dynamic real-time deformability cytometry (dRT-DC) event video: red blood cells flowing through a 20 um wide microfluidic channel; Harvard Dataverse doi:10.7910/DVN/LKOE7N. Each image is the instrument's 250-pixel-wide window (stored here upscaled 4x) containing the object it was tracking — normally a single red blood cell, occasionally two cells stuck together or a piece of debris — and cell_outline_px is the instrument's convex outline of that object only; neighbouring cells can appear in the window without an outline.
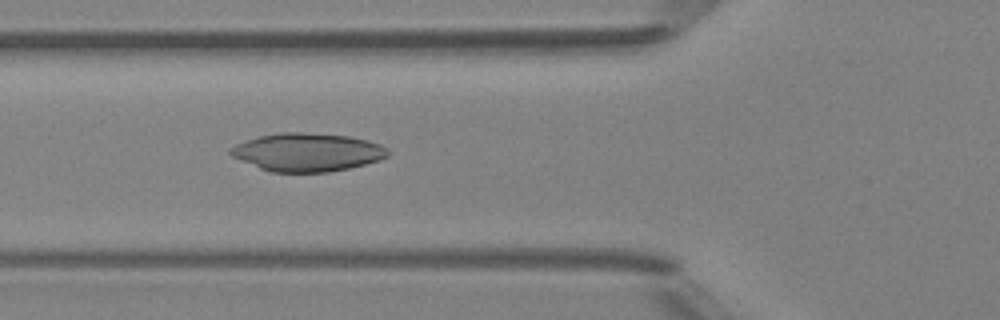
{"species": "Egyptian fruit bat (a non-hibernating species)", "species_latin": "Rousettus aegyptiacus", "temperature_condition": "room temperature", "stored_images_in_passage": 38, "camera_frame_rate_fps": 3000, "um_per_image_px": 0.085, "animal": {"sex": "female"}, "frame": {"image": 1, "passage_image": 10, "time_ms": 3.0, "image_size_px": [1000, 320], "cell_outline_px": [[388, 156], [380, 160], [348, 168], [328, 172], [272, 172], [260, 168], [232, 156], [228, 152], [228, 148], [236, 144], [260, 136], [280, 132], [304, 132], [348, 136], [368, 140], [380, 144], [388, 148]], "centroid_in_image_um": [26.13, 12.93], "position_along_channel_um": 99.7, "area_um2": 34.91}}
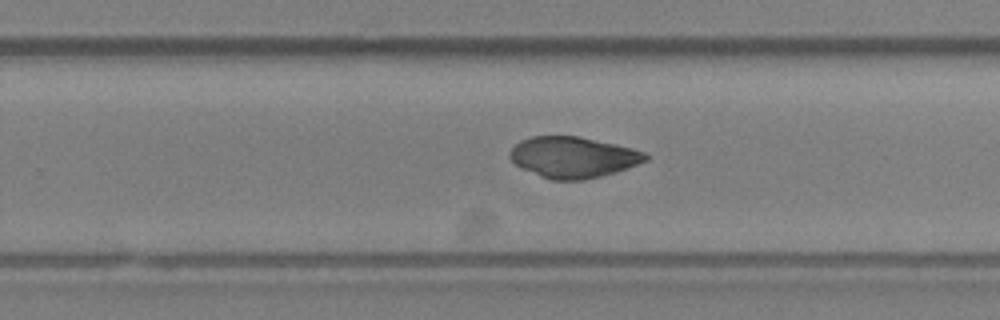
{"frame": {"image": 2, "passage_image": 23, "time_ms": 7.333, "image_size_px": [1000, 320], "cell_outline_px": [[648, 160], [616, 172], [584, 180], [552, 180], [540, 176], [516, 164], [508, 156], [508, 152], [520, 140], [532, 136], [580, 136], [616, 144], [632, 148], [644, 152], [648, 156]], "centroid_in_image_um": [48.72, 13.36], "position_along_channel_um": 281.1, "area_um2": 32.31}}
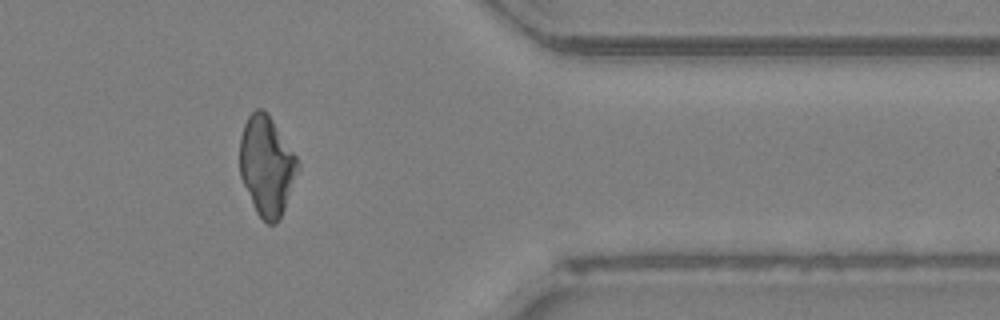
{"frame": {"image": 3, "passage_image": 32, "time_ms": 10.333, "image_size_px": [1000, 320], "cell_outline_px": [[300, 168], [280, 220], [276, 224], [268, 224], [256, 212], [240, 176], [240, 136], [244, 124], [248, 116], [256, 108], [264, 108], [268, 112], [296, 156], [300, 164]], "centroid_in_image_um": [22.68, 14.08], "position_along_channel_um": 388.7, "area_um2": 33.87}}